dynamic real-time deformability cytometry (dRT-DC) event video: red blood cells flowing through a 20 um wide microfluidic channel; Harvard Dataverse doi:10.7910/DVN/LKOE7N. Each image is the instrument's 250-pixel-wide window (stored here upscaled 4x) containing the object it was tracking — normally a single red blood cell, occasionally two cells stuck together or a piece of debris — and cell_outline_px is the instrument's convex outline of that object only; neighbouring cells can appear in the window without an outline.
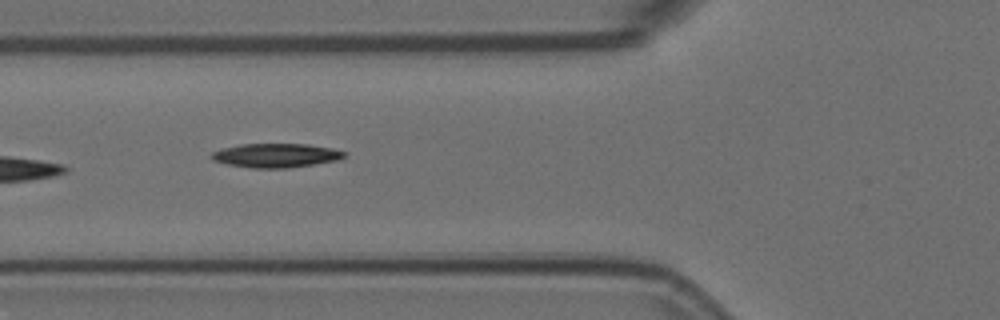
{"species": "Egyptian fruit bat (a non-hibernating species)", "species_latin": "Rousettus aegyptiacus", "temperature_condition": "room temperature", "stored_images_in_passage": 6, "camera_frame_rate_fps": 3000, "um_per_image_px": 0.085, "animal": {"sex": "female"}, "frame": {"image": 1, "passage_image": 5, "time_ms": 1.333, "image_size_px": [1000, 320], "cell_outline_px": [[348, 152], [344, 156], [336, 160], [288, 168], [252, 168], [228, 164], [212, 160], [212, 152], [220, 148], [240, 144], [308, 144], [332, 148]], "centroid_in_image_um": [23.44, 13.2], "position_along_channel_um": 102.4, "area_um2": 18.5}}
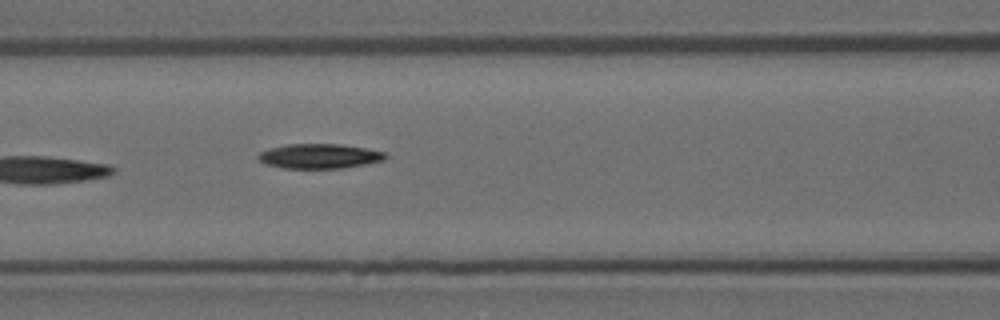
{"frame": {"image": 2, "passage_image": 6, "time_ms": 1.667, "image_size_px": [1000, 320], "cell_outline_px": [[388, 156], [384, 160], [364, 164], [340, 168], [284, 168], [268, 164], [260, 160], [256, 156], [260, 152], [272, 148], [288, 144], [340, 144], [364, 148], [384, 152]], "centroid_in_image_um": [27.16, 13.27], "position_along_channel_um": 139.4, "area_um2": 17.98}}